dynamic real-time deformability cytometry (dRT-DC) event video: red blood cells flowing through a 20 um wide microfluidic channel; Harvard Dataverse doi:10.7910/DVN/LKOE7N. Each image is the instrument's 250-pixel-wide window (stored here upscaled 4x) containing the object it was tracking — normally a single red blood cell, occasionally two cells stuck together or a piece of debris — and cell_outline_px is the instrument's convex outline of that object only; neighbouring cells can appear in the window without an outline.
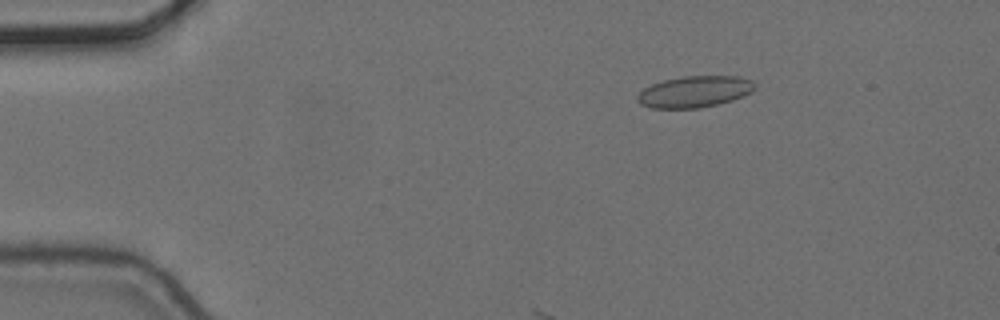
{"species": "common noctule bat (a hibernating species)", "species_latin": "Nyctalus noctula", "temperature_condition": "cold", "stored_images_in_passage": 6, "camera_frame_rate_fps": 3000, "um_per_image_px": 0.085, "animal": {"sex": "female", "body_mass_g": 24.6, "forearm_length_mm": 56.2}, "frame": {"image": 1, "passage_image": 3, "time_ms": 0.667, "image_size_px": [1000, 320], "cell_outline_px": [[756, 88], [752, 92], [732, 100], [700, 108], [652, 108], [640, 104], [636, 100], [636, 96], [644, 88], [652, 84], [664, 80], [684, 76], [740, 76], [752, 80], [756, 84]], "centroid_in_image_um": [59.05, 7.79], "position_along_channel_um": 25.9, "area_um2": 21.56}}
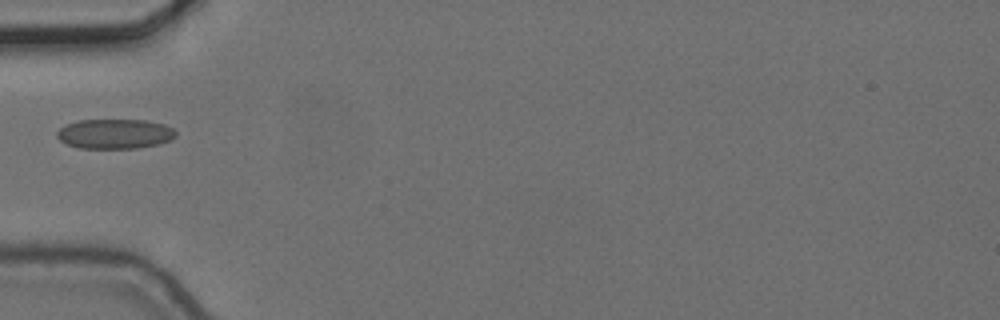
{"frame": {"image": 2, "passage_image": 6, "time_ms": 1.667, "image_size_px": [1000, 320], "cell_outline_px": [[176, 136], [172, 140], [160, 144], [136, 148], [80, 148], [68, 144], [60, 140], [56, 136], [56, 132], [64, 124], [76, 120], [144, 120], [164, 124], [172, 128], [176, 132]], "centroid_in_image_um": [9.76, 11.37], "position_along_channel_um": 75.2, "area_um2": 20.75}}